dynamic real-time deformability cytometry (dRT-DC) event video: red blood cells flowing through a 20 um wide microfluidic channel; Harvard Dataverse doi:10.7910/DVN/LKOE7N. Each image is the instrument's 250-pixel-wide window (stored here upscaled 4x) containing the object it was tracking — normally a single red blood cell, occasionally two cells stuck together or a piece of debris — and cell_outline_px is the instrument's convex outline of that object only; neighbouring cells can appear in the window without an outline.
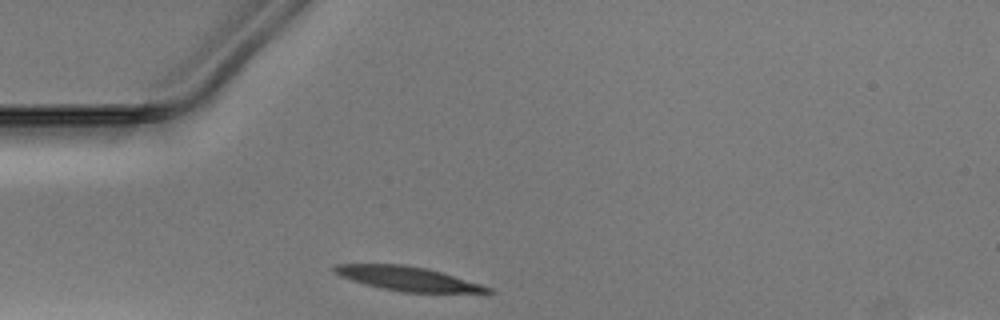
{"species": "Egyptian fruit bat (a non-hibernating species)", "species_latin": "Rousettus aegyptiacus", "temperature_condition": "warm", "stored_images_in_passage": 27, "camera_frame_rate_fps": 3000, "um_per_image_px": 0.085, "animal": {"sex": "male"}, "frame": {"image": 1, "passage_image": 1, "time_ms": 0.0, "image_size_px": [1000, 320], "cell_outline_px": [[496, 292], [400, 292], [380, 288], [364, 284], [340, 276], [332, 272], [332, 268], [336, 264], [404, 264], [424, 268], [440, 272], [480, 284], [492, 288]], "centroid_in_image_um": [34.58, 23.68], "position_along_channel_um": 50.4, "area_um2": 21.33}}
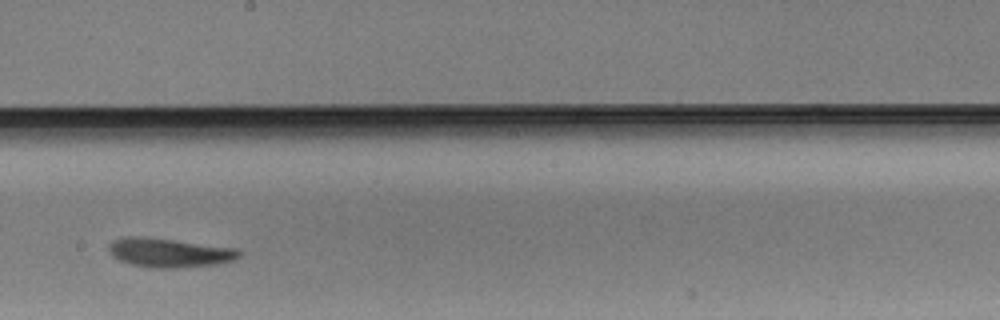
{"frame": {"image": 2, "passage_image": 16, "time_ms": 5.0, "image_size_px": [1000, 320], "cell_outline_px": [[240, 256], [232, 260], [216, 264], [176, 268], [156, 268], [132, 264], [120, 260], [112, 256], [108, 248], [108, 244], [112, 240], [124, 236], [144, 236], [236, 248], [240, 252]], "centroid_in_image_um": [14.34, 21.46], "position_along_channel_um": 233.9, "area_um2": 22.02}}
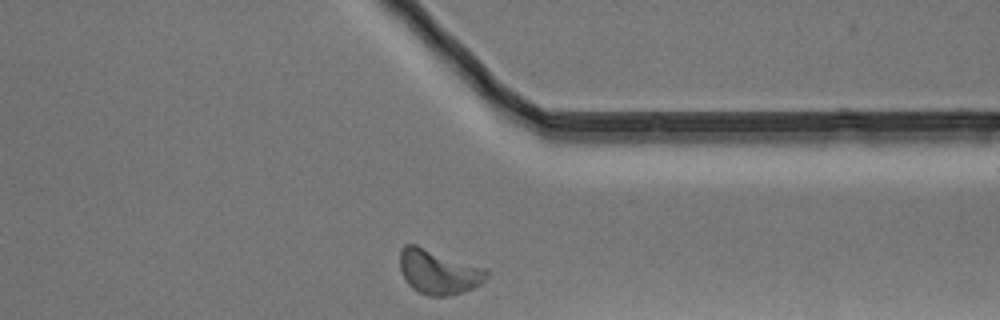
{"frame": {"image": 3, "passage_image": 27, "time_ms": 8.667, "image_size_px": [1000, 320], "cell_outline_px": [[488, 276], [480, 284], [472, 288], [448, 296], [428, 296], [412, 288], [408, 284], [400, 268], [400, 252], [404, 244], [416, 244], [488, 268]], "centroid_in_image_um": [37.29, 23.08], "position_along_channel_um": 374.1, "area_um2": 22.6}}